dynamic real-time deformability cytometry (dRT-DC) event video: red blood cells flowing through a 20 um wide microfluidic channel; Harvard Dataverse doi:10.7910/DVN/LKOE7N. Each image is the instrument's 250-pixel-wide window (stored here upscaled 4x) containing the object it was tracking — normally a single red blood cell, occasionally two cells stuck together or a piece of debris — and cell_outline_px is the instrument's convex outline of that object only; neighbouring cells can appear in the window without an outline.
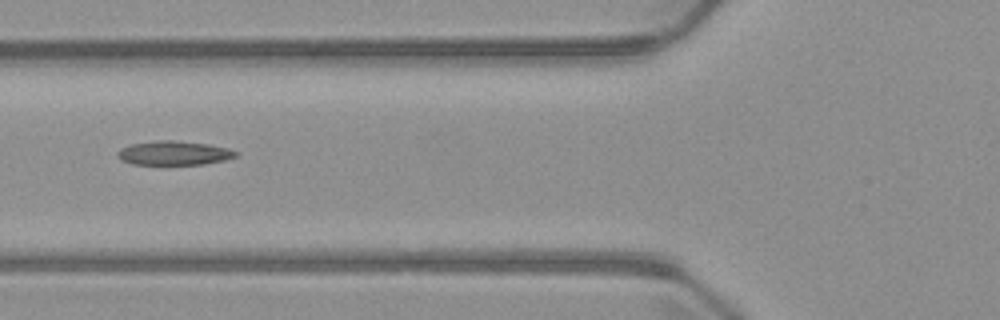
{"species": "common noctule bat (a hibernating species)", "species_latin": "Nyctalus noctula", "temperature_condition": "warm", "stored_images_in_passage": 6, "camera_frame_rate_fps": 3000, "um_per_image_px": 0.085, "animal": {"sex": "male", "body_mass_g": 23.1, "forearm_length_mm": 52.7}, "frame": {"image": 1, "passage_image": 6, "time_ms": 6.0, "image_size_px": [1000, 320], "cell_outline_px": [[240, 152], [236, 156], [224, 160], [204, 164], [168, 168], [132, 164], [120, 160], [116, 156], [116, 152], [120, 148], [132, 144], [156, 140], [172, 140], [208, 144], [228, 148]], "centroid_in_image_um": [14.73, 13.07], "position_along_channel_um": 111.1, "area_um2": 17.69}}